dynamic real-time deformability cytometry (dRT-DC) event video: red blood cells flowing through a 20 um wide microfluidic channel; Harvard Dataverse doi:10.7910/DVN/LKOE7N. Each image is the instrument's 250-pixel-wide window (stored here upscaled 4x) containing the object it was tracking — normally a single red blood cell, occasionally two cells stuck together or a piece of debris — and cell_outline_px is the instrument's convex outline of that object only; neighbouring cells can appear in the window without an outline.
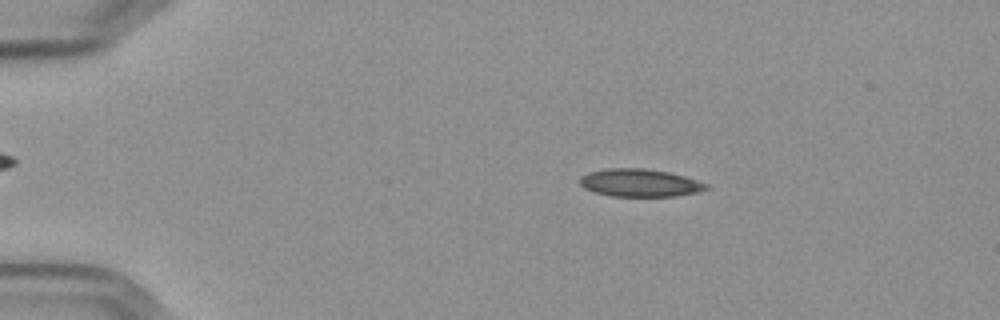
{"species": "Egyptian fruit bat (a non-hibernating species)", "species_latin": "Rousettus aegyptiacus", "temperature_condition": "cold", "stored_images_in_passage": 56, "camera_frame_rate_fps": 3000, "um_per_image_px": 0.085, "frame": {"image": 1, "passage_image": 10, "time_ms": 3.0, "image_size_px": [1000, 320], "cell_outline_px": [[708, 188], [696, 192], [676, 196], [612, 196], [596, 192], [584, 188], [580, 184], [580, 176], [588, 172], [608, 168], [644, 168], [668, 172], [684, 176], [708, 184]], "centroid_in_image_um": [54.36, 15.53], "position_along_channel_um": 30.6, "area_um2": 20.29}}
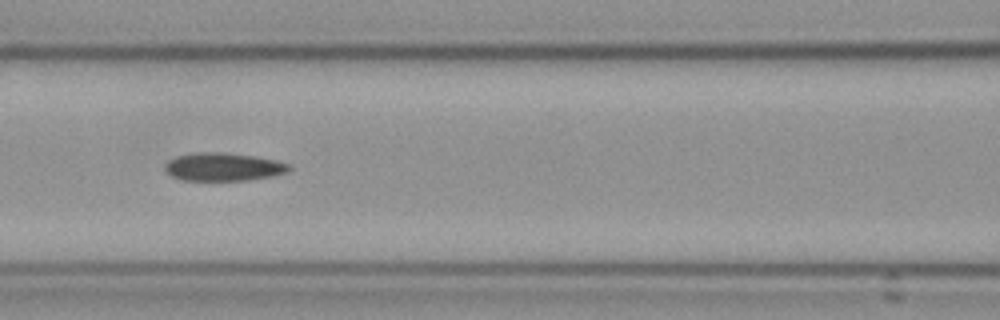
{"frame": {"image": 2, "passage_image": 25, "time_ms": 8.0, "image_size_px": [1000, 320], "cell_outline_px": [[292, 168], [288, 172], [272, 176], [248, 180], [184, 180], [172, 176], [164, 168], [164, 164], [168, 160], [176, 156], [196, 152], [224, 152], [256, 156], [276, 160], [292, 164]], "centroid_in_image_um": [19.02, 14.17], "position_along_channel_um": 147.6, "area_um2": 20.52}}
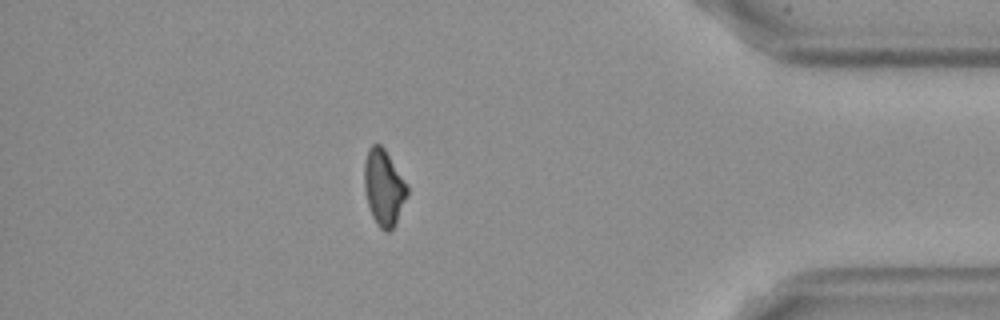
{"frame": {"image": 3, "passage_image": 49, "time_ms": 16.0, "image_size_px": [1000, 320], "cell_outline_px": [[408, 196], [396, 224], [388, 232], [384, 232], [376, 224], [372, 216], [368, 204], [364, 188], [364, 164], [368, 148], [372, 144], [380, 144], [384, 148], [408, 184]], "centroid_in_image_um": [32.63, 15.96], "position_along_channel_um": 402.6, "area_um2": 19.31}}